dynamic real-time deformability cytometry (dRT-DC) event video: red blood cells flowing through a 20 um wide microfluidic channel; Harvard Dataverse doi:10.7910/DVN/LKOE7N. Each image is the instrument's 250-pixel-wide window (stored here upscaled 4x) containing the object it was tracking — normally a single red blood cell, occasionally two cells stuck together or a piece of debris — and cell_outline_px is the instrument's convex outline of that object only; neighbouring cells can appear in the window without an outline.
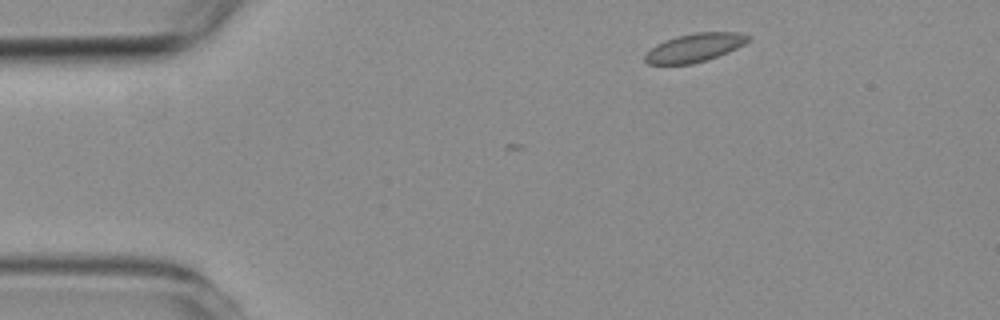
{"species": "common noctule bat (a hibernating species)", "species_latin": "Nyctalus noctula", "temperature_condition": "room temperature", "stored_images_in_passage": 4, "camera_frame_rate_fps": 3000, "um_per_image_px": 0.085, "animal": {"sex": "female", "body_mass_g": 19.3, "forearm_length_mm": 54.1}, "frame": {"image": 1, "passage_image": 1, "time_ms": 0.0, "image_size_px": [1000, 320], "cell_outline_px": [[752, 36], [744, 44], [728, 52], [692, 64], [648, 64], [644, 60], [644, 56], [656, 44], [664, 40], [676, 36], [696, 32], [740, 32]], "centroid_in_image_um": [59.04, 4.03], "position_along_channel_um": 26.0, "area_um2": 16.99}}